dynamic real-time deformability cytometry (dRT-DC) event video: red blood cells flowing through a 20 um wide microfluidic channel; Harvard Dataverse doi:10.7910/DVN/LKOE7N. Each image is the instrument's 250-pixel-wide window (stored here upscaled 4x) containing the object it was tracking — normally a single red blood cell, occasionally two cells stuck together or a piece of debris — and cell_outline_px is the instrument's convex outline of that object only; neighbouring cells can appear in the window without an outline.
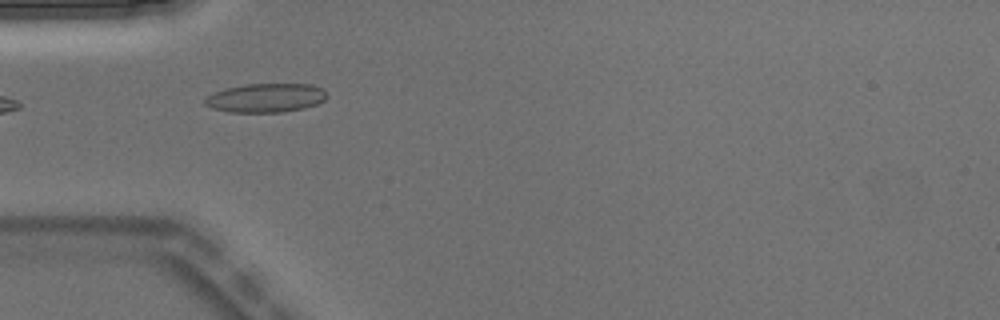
{"species": "Egyptian fruit bat (a non-hibernating species)", "species_latin": "Rousettus aegyptiacus", "temperature_condition": "warm", "stored_images_in_passage": 4, "camera_frame_rate_fps": 3000, "um_per_image_px": 0.085, "animal": {"sex": "male"}, "frame": {"image": 1, "passage_image": 4, "time_ms": 1.0, "image_size_px": [1000, 320], "cell_outline_px": [[328, 96], [324, 100], [316, 104], [304, 108], [280, 112], [228, 112], [212, 108], [204, 104], [204, 100], [212, 92], [224, 88], [244, 84], [312, 84], [324, 88], [328, 92]], "centroid_in_image_um": [22.6, 8.31], "position_along_channel_um": 62.4, "area_um2": 20.81}}